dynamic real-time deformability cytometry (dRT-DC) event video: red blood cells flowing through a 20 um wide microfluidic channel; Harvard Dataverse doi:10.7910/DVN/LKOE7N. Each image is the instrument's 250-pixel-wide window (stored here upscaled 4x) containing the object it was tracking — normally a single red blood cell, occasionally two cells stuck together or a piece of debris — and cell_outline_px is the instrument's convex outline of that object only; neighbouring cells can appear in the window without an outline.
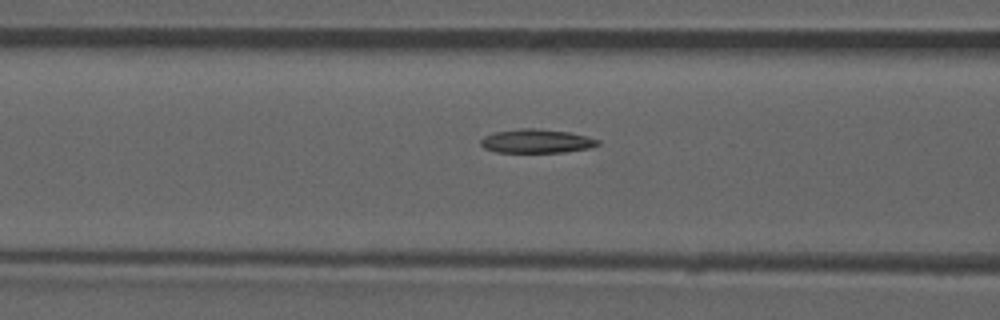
{"species": "common noctule bat (a hibernating species)", "species_latin": "Nyctalus noctula", "temperature_condition": "room temperature", "stored_images_in_passage": 29, "camera_frame_rate_fps": 3000, "um_per_image_px": 0.085, "animal": {"sex": "male", "forearm_length_mm": 52.5}, "frame": {"image": 1, "passage_image": 8, "time_ms": 2.333, "image_size_px": [1000, 320], "cell_outline_px": [[600, 144], [592, 148], [564, 152], [496, 152], [484, 148], [480, 144], [480, 140], [484, 136], [496, 132], [520, 128], [532, 128], [568, 132], [600, 140]], "centroid_in_image_um": [45.6, 12.0], "position_along_channel_um": 121.0, "area_um2": 16.18}, "authors_computed_cell_mechanics": {"area_um2": 16.184, "velocity_mm_per_s": 3.8567, "shape_relaxation_time_tau1_ms": null, "shape_relaxation_time_tau2_ms": 4.5895, "deformation_change_tau1": null, "deformation_change_tau2": 0.1067}}